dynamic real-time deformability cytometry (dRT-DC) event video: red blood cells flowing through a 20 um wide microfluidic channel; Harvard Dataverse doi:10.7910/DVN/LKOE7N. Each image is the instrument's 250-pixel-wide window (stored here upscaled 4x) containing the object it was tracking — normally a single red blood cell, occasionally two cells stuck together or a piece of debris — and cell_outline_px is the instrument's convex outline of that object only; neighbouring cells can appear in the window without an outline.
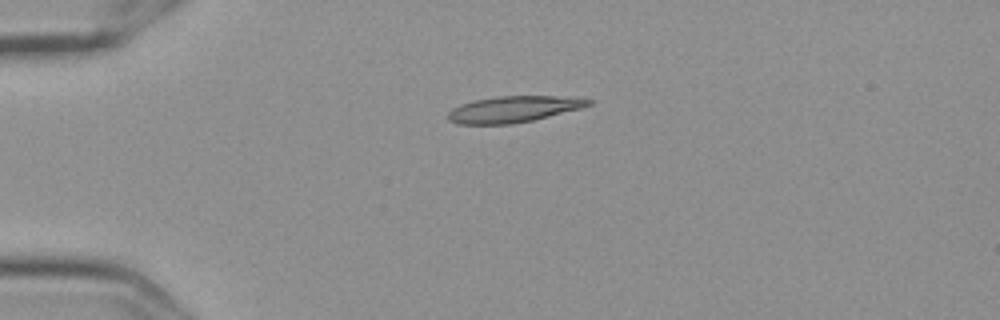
{"species": "Egyptian fruit bat (a non-hibernating species)", "species_latin": "Rousettus aegyptiacus", "temperature_condition": "cold", "stored_images_in_passage": 44, "camera_frame_rate_fps": 3000, "um_per_image_px": 0.085, "frame": {"image": 1, "passage_image": 1, "time_ms": 0.0, "image_size_px": [1000, 320], "cell_outline_px": [[596, 100], [592, 104], [580, 108], [532, 120], [512, 124], [456, 124], [448, 120], [448, 112], [452, 108], [460, 104], [472, 100], [496, 96], [580, 96]], "centroid_in_image_um": [43.68, 9.26], "position_along_channel_um": 41.3, "area_um2": 21.79}}
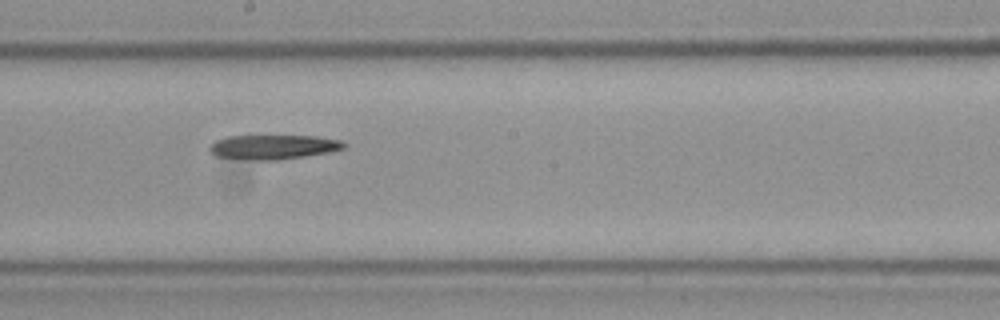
{"frame": {"image": 2, "passage_image": 19, "time_ms": 6.0, "image_size_px": [1000, 320], "cell_outline_px": [[348, 144], [344, 148], [328, 152], [304, 156], [276, 160], [256, 160], [216, 156], [208, 148], [216, 140], [228, 136], [316, 136], [340, 140]], "centroid_in_image_um": [23.25, 12.49], "position_along_channel_um": 225.0, "area_um2": 18.9}}
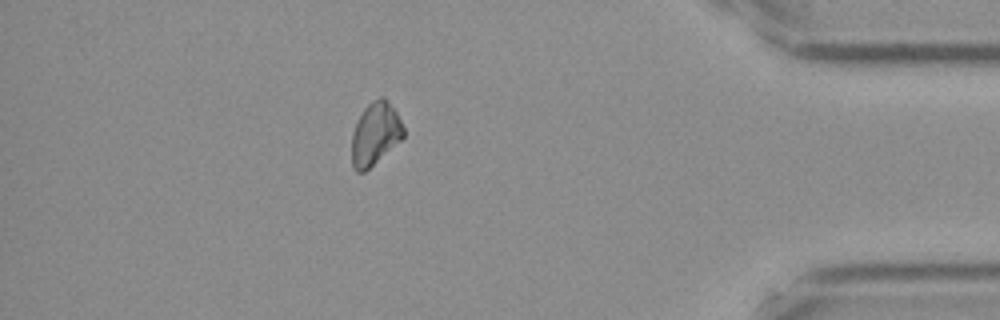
{"frame": {"image": 3, "passage_image": 37, "time_ms": 12.0, "image_size_px": [1000, 320], "cell_outline_px": [[404, 136], [400, 140], [364, 172], [356, 172], [352, 168], [352, 132], [364, 108], [372, 100], [380, 96], [384, 96], [396, 112], [404, 128]], "centroid_in_image_um": [31.88, 11.36], "position_along_channel_um": 403.3, "area_um2": 18.61}}